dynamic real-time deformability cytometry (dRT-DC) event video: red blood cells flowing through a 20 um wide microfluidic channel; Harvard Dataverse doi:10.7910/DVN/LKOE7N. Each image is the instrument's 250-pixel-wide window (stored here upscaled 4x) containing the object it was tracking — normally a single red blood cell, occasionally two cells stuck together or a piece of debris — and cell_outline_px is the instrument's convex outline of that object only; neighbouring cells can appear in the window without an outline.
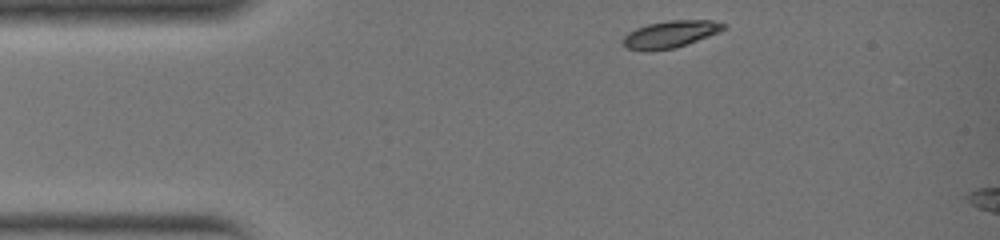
{"species": "common noctule bat (a hibernating species)", "species_latin": "Nyctalus noctula", "temperature_condition": "warm", "stored_images_in_passage": 26, "camera_frame_rate_fps": 3000, "um_per_image_px": 0.085, "animal": {"sex": "female", "body_mass_g": 19.0, "forearm_length_mm": 51.5}, "frame": {"image": 1, "passage_image": 1, "time_ms": 0.0, "image_size_px": [1000, 240], "cell_outline_px": [[728, 24], [724, 28], [708, 36], [676, 48], [648, 52], [628, 48], [624, 44], [624, 36], [628, 32], [636, 28], [648, 24], [668, 20], [712, 20]], "centroid_in_image_um": [56.96, 2.91], "position_along_channel_um": 28.0, "area_um2": 15.78}}
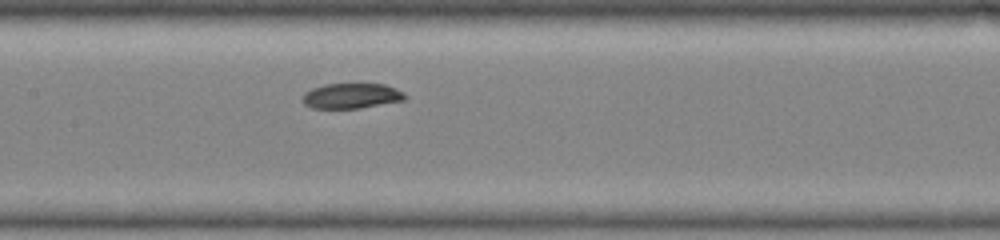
{"frame": {"image": 2, "passage_image": 12, "time_ms": 3.667, "image_size_px": [1000, 240], "cell_outline_px": [[408, 96], [404, 100], [360, 108], [312, 108], [304, 104], [300, 100], [304, 92], [312, 88], [324, 84], [384, 84], [396, 88], [404, 92]], "centroid_in_image_um": [29.85, 8.14], "position_along_channel_um": 177.5, "area_um2": 15.2}}
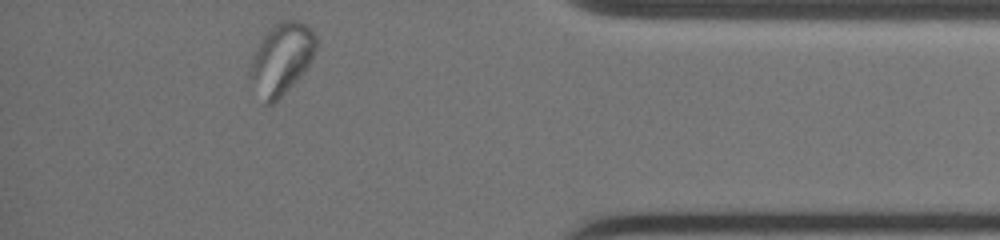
{"frame": {"image": 3, "passage_image": 26, "time_ms": 8.333, "image_size_px": [1000, 240], "cell_outline_px": [[316, 48], [304, 72], [272, 104], [264, 104], [248, 76], [248, 72], [260, 40], [268, 28], [280, 20], [296, 20], [304, 24], [316, 36]], "centroid_in_image_um": [23.9, 4.97], "position_along_channel_um": 411.3, "area_um2": 26.88}}